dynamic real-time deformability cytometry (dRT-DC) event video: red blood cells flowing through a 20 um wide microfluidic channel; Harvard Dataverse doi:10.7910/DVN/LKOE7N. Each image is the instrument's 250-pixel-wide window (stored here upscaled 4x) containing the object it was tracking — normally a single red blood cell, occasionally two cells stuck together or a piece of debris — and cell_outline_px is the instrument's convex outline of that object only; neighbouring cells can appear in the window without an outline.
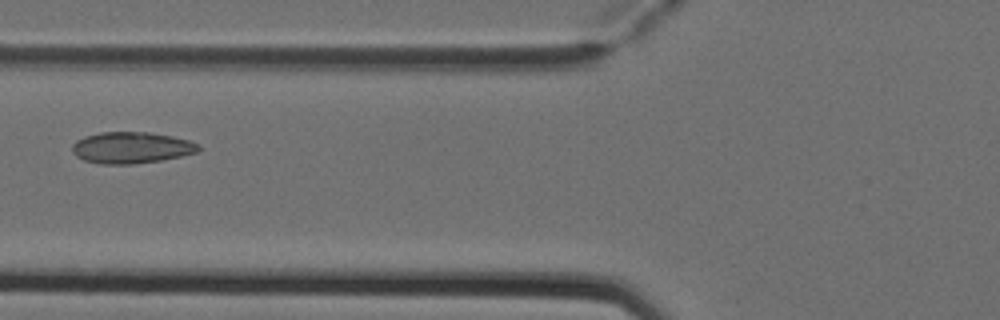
{"species": "Egyptian fruit bat (a non-hibernating species)", "species_latin": "Rousettus aegyptiacus", "temperature_condition": "cold", "stored_images_in_passage": 7, "camera_frame_rate_fps": 3000, "um_per_image_px": 0.085, "animal": {"sex": "female"}, "frame": {"image": 1, "passage_image": 6, "time_ms": 1.667, "image_size_px": [1000, 320], "cell_outline_px": [[200, 148], [196, 152], [180, 156], [160, 160], [132, 164], [100, 164], [84, 160], [76, 156], [72, 152], [72, 144], [76, 140], [84, 136], [100, 132], [148, 132], [172, 136], [188, 140], [200, 144]], "centroid_in_image_um": [11.13, 12.54], "position_along_channel_um": 114.7, "area_um2": 23.12}}
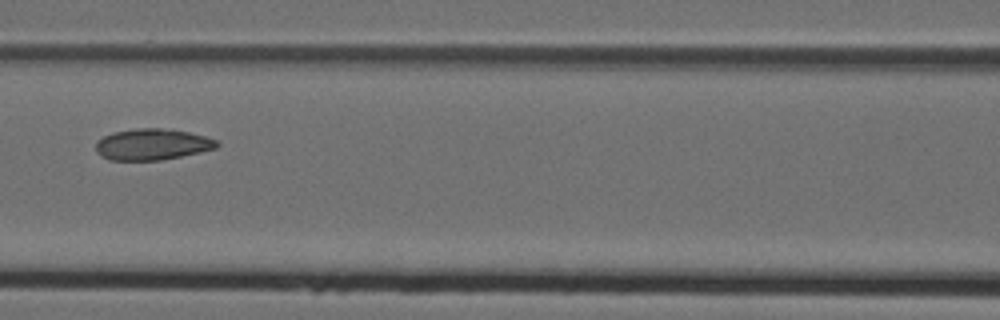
{"frame": {"image": 2, "passage_image": 7, "time_ms": 2.0, "image_size_px": [1000, 320], "cell_outline_px": [[220, 144], [216, 148], [200, 152], [160, 160], [108, 160], [96, 152], [96, 140], [112, 132], [136, 128], [172, 128], [204, 136], [216, 140]], "centroid_in_image_um": [12.92, 12.26], "position_along_channel_um": 153.7, "area_um2": 22.14}}